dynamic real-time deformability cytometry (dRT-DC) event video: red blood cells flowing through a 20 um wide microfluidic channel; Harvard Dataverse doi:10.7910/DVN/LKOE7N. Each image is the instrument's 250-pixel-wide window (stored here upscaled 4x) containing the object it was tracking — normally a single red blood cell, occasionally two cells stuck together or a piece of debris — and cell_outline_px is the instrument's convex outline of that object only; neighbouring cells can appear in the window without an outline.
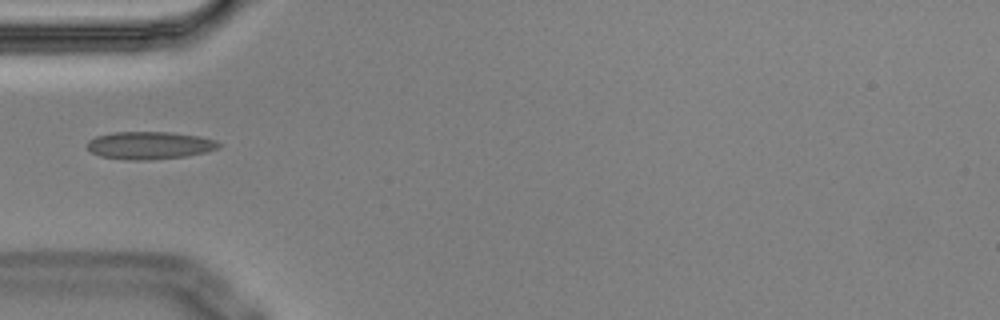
{"species": "Egyptian fruit bat (a non-hibernating species)", "species_latin": "Rousettus aegyptiacus", "temperature_condition": "cold", "stored_images_in_passage": 7, "camera_frame_rate_fps": 3000, "um_per_image_px": 0.085, "animal": {"sex": "male"}, "frame": {"image": 1, "passage_image": 2, "time_ms": 0.333, "image_size_px": [1000, 320], "cell_outline_px": [[220, 148], [208, 152], [184, 156], [148, 160], [128, 160], [100, 156], [92, 152], [88, 148], [88, 140], [96, 136], [112, 132], [172, 132], [200, 136], [216, 140], [220, 144]], "centroid_in_image_um": [12.74, 12.35], "position_along_channel_um": 72.3, "area_um2": 21.27}}
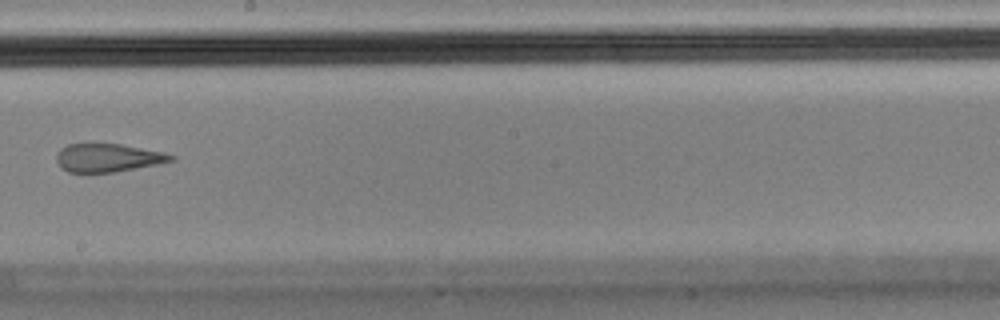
{"frame": {"image": 2, "passage_image": 6, "time_ms": 1.667, "image_size_px": [1000, 320], "cell_outline_px": [[176, 160], [160, 164], [88, 176], [84, 176], [68, 172], [60, 168], [56, 160], [56, 156], [60, 148], [68, 144], [120, 144], [164, 152], [176, 156]], "centroid_in_image_um": [9.13, 13.46], "position_along_channel_um": 239.1, "area_um2": 19.59}}
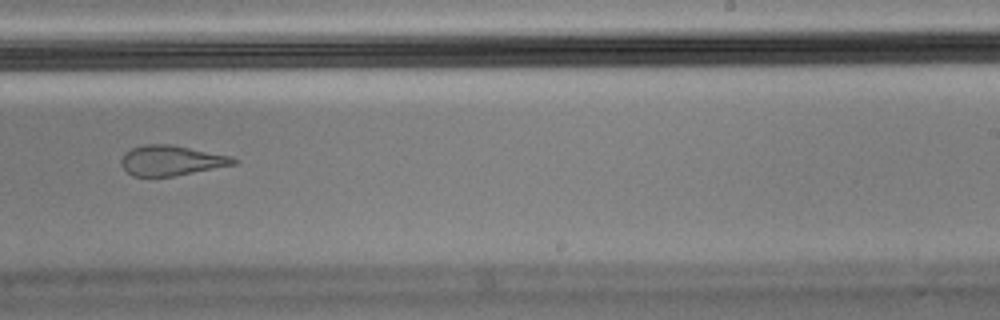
{"frame": {"image": 3, "passage_image": 7, "time_ms": 2.0, "image_size_px": [1000, 320], "cell_outline_px": [[240, 160], [236, 164], [176, 176], [132, 176], [120, 164], [120, 160], [124, 152], [132, 148], [144, 144], [172, 144], [232, 156]], "centroid_in_image_um": [14.57, 13.63], "position_along_channel_um": 274.4, "area_um2": 19.94}}